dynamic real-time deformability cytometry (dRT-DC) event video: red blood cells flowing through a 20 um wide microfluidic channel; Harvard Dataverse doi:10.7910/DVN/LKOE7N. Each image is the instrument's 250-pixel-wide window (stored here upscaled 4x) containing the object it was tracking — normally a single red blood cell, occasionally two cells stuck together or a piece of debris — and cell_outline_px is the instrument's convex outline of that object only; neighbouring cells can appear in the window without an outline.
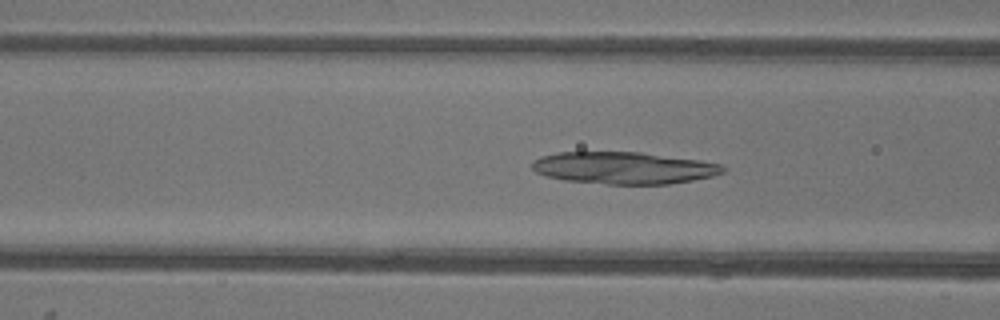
{"species": "common noctule bat (a hibernating species)", "species_latin": "Nyctalus noctula", "temperature_condition": "warm", "stored_images_in_passage": 53, "camera_frame_rate_fps": 3000, "um_per_image_px": 0.085, "animal": {"sex": "female"}, "frame": {"image": 1, "passage_image": 20, "time_ms": 6.333, "image_size_px": [1000, 320], "cell_outline_px": [[724, 172], [712, 176], [692, 180], [668, 184], [608, 184], [564, 180], [548, 176], [536, 172], [532, 168], [532, 164], [540, 156], [556, 152], [640, 152], [700, 160], [724, 164]], "centroid_in_image_um": [53.04, 14.27], "position_along_channel_um": 113.6, "area_um2": 35.55}}
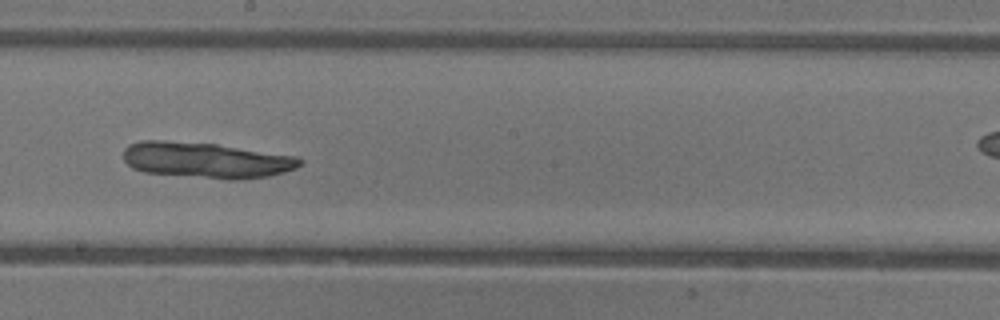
{"frame": {"image": 2, "passage_image": 29, "time_ms": 9.333, "image_size_px": [1000, 320], "cell_outline_px": [[304, 160], [296, 168], [284, 172], [268, 176], [236, 180], [228, 180], [144, 172], [132, 168], [124, 160], [124, 148], [128, 144], [140, 140], [164, 140], [216, 144], [296, 156]], "centroid_in_image_um": [17.5, 13.61], "position_along_channel_um": 230.7, "area_um2": 36.93}}
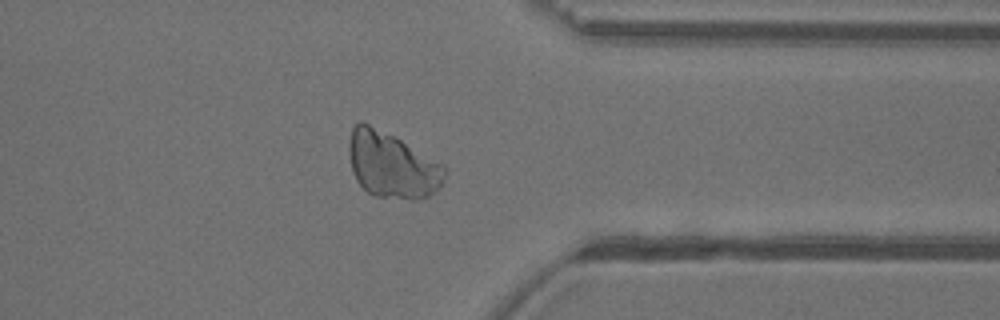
{"frame": {"image": 3, "passage_image": 41, "time_ms": 13.333, "image_size_px": [1000, 320], "cell_outline_px": [[448, 168], [444, 180], [428, 196], [416, 200], [408, 200], [372, 196], [356, 180], [352, 172], [348, 152], [348, 144], [352, 128], [360, 120], [396, 136], [444, 164]], "centroid_in_image_um": [33.32, 14.02], "position_along_channel_um": 378.1, "area_um2": 37.28}}